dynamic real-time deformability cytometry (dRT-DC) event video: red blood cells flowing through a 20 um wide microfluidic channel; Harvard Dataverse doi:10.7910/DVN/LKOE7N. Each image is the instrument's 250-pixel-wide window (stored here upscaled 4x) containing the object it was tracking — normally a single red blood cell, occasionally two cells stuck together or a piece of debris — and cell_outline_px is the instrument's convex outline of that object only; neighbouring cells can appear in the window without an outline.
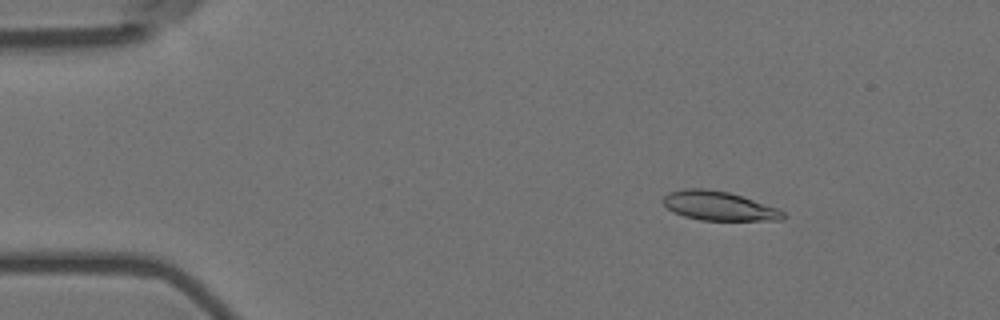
{"species": "Egyptian fruit bat (a non-hibernating species)", "species_latin": "Rousettus aegyptiacus", "temperature_condition": "room temperature", "stored_images_in_passage": 5, "camera_frame_rate_fps": 3000, "um_per_image_px": 0.085, "animal": {"sex": "female"}, "frame": {"image": 1, "passage_image": 3, "time_ms": 0.667, "image_size_px": [1000, 320], "cell_outline_px": [[788, 216], [784, 220], [700, 220], [684, 216], [672, 212], [660, 200], [668, 192], [684, 188], [708, 188], [728, 192], [780, 208]], "centroid_in_image_um": [61.11, 17.5], "position_along_channel_um": 23.9, "area_um2": 20.69}}